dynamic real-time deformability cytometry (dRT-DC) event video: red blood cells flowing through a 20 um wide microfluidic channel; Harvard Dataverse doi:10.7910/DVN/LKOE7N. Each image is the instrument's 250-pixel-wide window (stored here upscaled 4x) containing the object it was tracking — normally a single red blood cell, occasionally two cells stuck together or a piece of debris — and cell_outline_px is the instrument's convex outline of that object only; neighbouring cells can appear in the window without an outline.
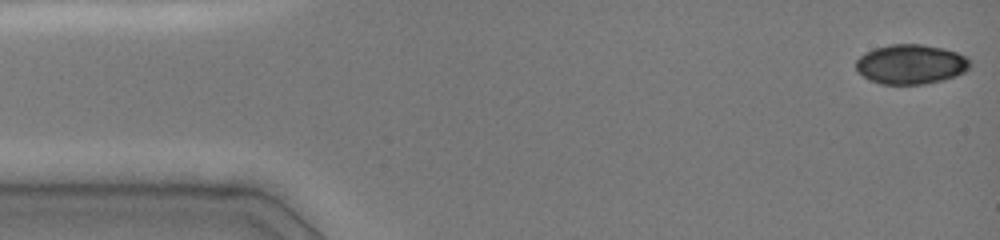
{"species": "common noctule bat (a hibernating species)", "species_latin": "Nyctalus noctula", "temperature_condition": "cold", "stored_images_in_passage": 46, "camera_frame_rate_fps": 3000, "um_per_image_px": 0.085, "animal": {"sex": "female", "body_mass_g": 19.0, "forearm_length_mm": 51.5}, "frame": {"image": 1, "passage_image": 1, "time_ms": 0.0, "image_size_px": [1000, 240], "cell_outline_px": [[972, 64], [964, 72], [956, 76], [944, 80], [924, 84], [880, 84], [864, 76], [856, 68], [856, 60], [864, 52], [876, 48], [892, 44], [920, 44], [944, 48], [956, 52], [964, 56]], "centroid_in_image_um": [77.43, 5.46], "position_along_channel_um": 7.6, "area_um2": 26.24}}
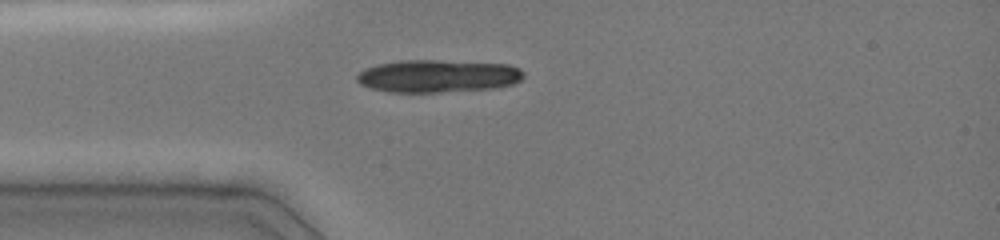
{"frame": {"image": 2, "passage_image": 12, "time_ms": 3.667, "image_size_px": [1000, 240], "cell_outline_px": [[524, 76], [520, 80], [512, 84], [496, 88], [440, 92], [388, 92], [372, 88], [360, 84], [356, 80], [356, 76], [364, 68], [376, 64], [400, 60], [436, 60], [508, 64], [520, 68], [524, 72]], "centroid_in_image_um": [37.21, 6.46], "position_along_channel_um": 47.8, "area_um2": 31.91}}
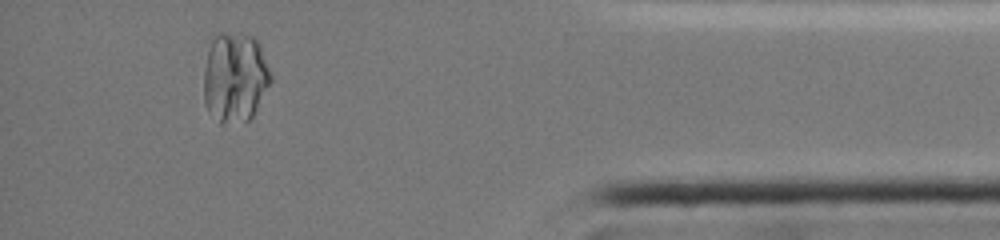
{"frame": {"image": 3, "passage_image": 42, "time_ms": 13.667, "image_size_px": [1000, 240], "cell_outline_px": [[272, 80], [252, 116], [248, 120], [220, 124], [208, 112], [204, 104], [204, 68], [208, 52], [212, 40], [220, 32], [224, 32], [252, 36], [260, 44], [272, 76]], "centroid_in_image_um": [19.96, 6.59], "position_along_channel_um": 415.2, "area_um2": 35.14}}